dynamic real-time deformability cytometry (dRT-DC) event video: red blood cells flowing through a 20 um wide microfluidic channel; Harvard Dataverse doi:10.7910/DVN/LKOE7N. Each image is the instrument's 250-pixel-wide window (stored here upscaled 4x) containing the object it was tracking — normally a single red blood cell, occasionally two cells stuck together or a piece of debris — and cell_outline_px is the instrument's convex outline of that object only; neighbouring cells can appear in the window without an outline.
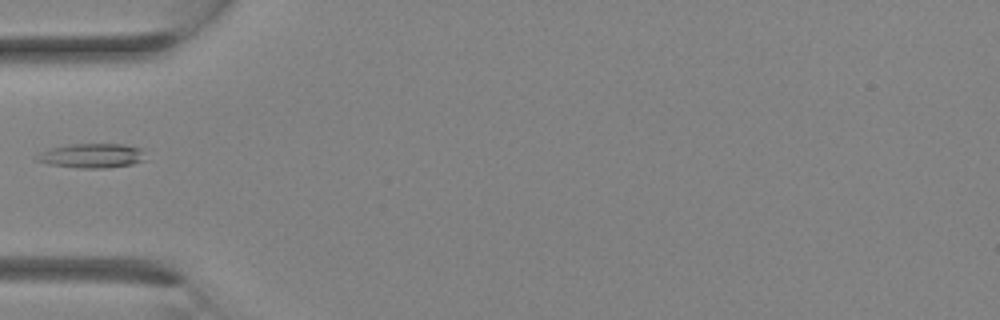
{"species": "Egyptian fruit bat (a non-hibernating species)", "species_latin": "Rousettus aegyptiacus", "temperature_condition": "room temperature", "stored_images_in_passage": 3, "camera_frame_rate_fps": 3000, "um_per_image_px": 0.085, "animal": {"sex": "female"}, "frame": {"image": 1, "passage_image": 2, "time_ms": 0.333, "image_size_px": [1000, 320], "cell_outline_px": [[144, 160], [132, 164], [108, 168], [80, 168], [52, 164], [36, 160], [36, 156], [40, 152], [52, 148], [72, 144], [124, 144], [140, 148]], "centroid_in_image_um": [7.81, 13.23], "position_along_channel_um": 77.2, "area_um2": 15.14}}